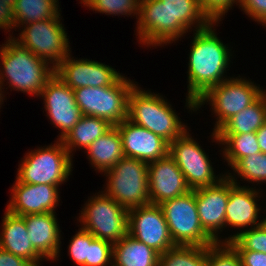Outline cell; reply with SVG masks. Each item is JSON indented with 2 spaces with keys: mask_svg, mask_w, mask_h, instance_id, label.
I'll return each instance as SVG.
<instances>
[{
  "mask_svg": "<svg viewBox=\"0 0 266 266\" xmlns=\"http://www.w3.org/2000/svg\"><path fill=\"white\" fill-rule=\"evenodd\" d=\"M55 214L45 212L23 216L33 248L46 260H56L61 247V230Z\"/></svg>",
  "mask_w": 266,
  "mask_h": 266,
  "instance_id": "7402d4cb",
  "label": "cell"
},
{
  "mask_svg": "<svg viewBox=\"0 0 266 266\" xmlns=\"http://www.w3.org/2000/svg\"><path fill=\"white\" fill-rule=\"evenodd\" d=\"M72 155L61 140L46 147L29 151L19 164L16 180L29 184L61 185L70 176Z\"/></svg>",
  "mask_w": 266,
  "mask_h": 266,
  "instance_id": "8992f818",
  "label": "cell"
},
{
  "mask_svg": "<svg viewBox=\"0 0 266 266\" xmlns=\"http://www.w3.org/2000/svg\"><path fill=\"white\" fill-rule=\"evenodd\" d=\"M111 127L112 125L102 118L83 115L61 141L71 155L76 147L86 150L90 144Z\"/></svg>",
  "mask_w": 266,
  "mask_h": 266,
  "instance_id": "4316f807",
  "label": "cell"
},
{
  "mask_svg": "<svg viewBox=\"0 0 266 266\" xmlns=\"http://www.w3.org/2000/svg\"><path fill=\"white\" fill-rule=\"evenodd\" d=\"M88 159L98 172L105 173L123 157L122 137L116 126L97 138L87 149Z\"/></svg>",
  "mask_w": 266,
  "mask_h": 266,
  "instance_id": "cb8c5ba5",
  "label": "cell"
},
{
  "mask_svg": "<svg viewBox=\"0 0 266 266\" xmlns=\"http://www.w3.org/2000/svg\"><path fill=\"white\" fill-rule=\"evenodd\" d=\"M206 266H242L240 256L229 242L207 246Z\"/></svg>",
  "mask_w": 266,
  "mask_h": 266,
  "instance_id": "d6a6232c",
  "label": "cell"
},
{
  "mask_svg": "<svg viewBox=\"0 0 266 266\" xmlns=\"http://www.w3.org/2000/svg\"><path fill=\"white\" fill-rule=\"evenodd\" d=\"M256 137L261 152L266 154V122L256 131Z\"/></svg>",
  "mask_w": 266,
  "mask_h": 266,
  "instance_id": "ab89813d",
  "label": "cell"
},
{
  "mask_svg": "<svg viewBox=\"0 0 266 266\" xmlns=\"http://www.w3.org/2000/svg\"><path fill=\"white\" fill-rule=\"evenodd\" d=\"M69 243V255L77 266H88L89 245L95 237L80 227Z\"/></svg>",
  "mask_w": 266,
  "mask_h": 266,
  "instance_id": "836d02e7",
  "label": "cell"
},
{
  "mask_svg": "<svg viewBox=\"0 0 266 266\" xmlns=\"http://www.w3.org/2000/svg\"><path fill=\"white\" fill-rule=\"evenodd\" d=\"M58 188L59 185L29 184L15 180L11 188L12 198L6 209L19 216L45 212L56 213L55 207L59 206L60 201Z\"/></svg>",
  "mask_w": 266,
  "mask_h": 266,
  "instance_id": "ac0fdd59",
  "label": "cell"
},
{
  "mask_svg": "<svg viewBox=\"0 0 266 266\" xmlns=\"http://www.w3.org/2000/svg\"><path fill=\"white\" fill-rule=\"evenodd\" d=\"M263 220H264V224L266 225V217H265V218H263Z\"/></svg>",
  "mask_w": 266,
  "mask_h": 266,
  "instance_id": "b9f144b4",
  "label": "cell"
},
{
  "mask_svg": "<svg viewBox=\"0 0 266 266\" xmlns=\"http://www.w3.org/2000/svg\"><path fill=\"white\" fill-rule=\"evenodd\" d=\"M238 77L236 79L231 77L211 87L195 103L196 111L205 102H209L212 106V111L217 117L214 132L233 115L253 104L265 92L251 80L240 78V75Z\"/></svg>",
  "mask_w": 266,
  "mask_h": 266,
  "instance_id": "9c48e42d",
  "label": "cell"
},
{
  "mask_svg": "<svg viewBox=\"0 0 266 266\" xmlns=\"http://www.w3.org/2000/svg\"><path fill=\"white\" fill-rule=\"evenodd\" d=\"M137 36L142 45L170 44L190 31L213 23L197 0H140Z\"/></svg>",
  "mask_w": 266,
  "mask_h": 266,
  "instance_id": "6da1fadb",
  "label": "cell"
},
{
  "mask_svg": "<svg viewBox=\"0 0 266 266\" xmlns=\"http://www.w3.org/2000/svg\"><path fill=\"white\" fill-rule=\"evenodd\" d=\"M196 205L203 229L216 241L219 230L225 227L226 206L229 199V177L224 176L212 186L195 189ZM222 229V230H221Z\"/></svg>",
  "mask_w": 266,
  "mask_h": 266,
  "instance_id": "2e32d148",
  "label": "cell"
},
{
  "mask_svg": "<svg viewBox=\"0 0 266 266\" xmlns=\"http://www.w3.org/2000/svg\"><path fill=\"white\" fill-rule=\"evenodd\" d=\"M169 155L182 171L191 190L218 183L226 174L216 176L208 155L186 130L169 143Z\"/></svg>",
  "mask_w": 266,
  "mask_h": 266,
  "instance_id": "7c38bea8",
  "label": "cell"
},
{
  "mask_svg": "<svg viewBox=\"0 0 266 266\" xmlns=\"http://www.w3.org/2000/svg\"><path fill=\"white\" fill-rule=\"evenodd\" d=\"M203 12L212 22L219 23L223 15L239 0H197Z\"/></svg>",
  "mask_w": 266,
  "mask_h": 266,
  "instance_id": "d590c367",
  "label": "cell"
},
{
  "mask_svg": "<svg viewBox=\"0 0 266 266\" xmlns=\"http://www.w3.org/2000/svg\"><path fill=\"white\" fill-rule=\"evenodd\" d=\"M2 102H3V101H2L1 96H0V105L2 104ZM0 108H1V106H0Z\"/></svg>",
  "mask_w": 266,
  "mask_h": 266,
  "instance_id": "60d3db41",
  "label": "cell"
},
{
  "mask_svg": "<svg viewBox=\"0 0 266 266\" xmlns=\"http://www.w3.org/2000/svg\"><path fill=\"white\" fill-rule=\"evenodd\" d=\"M0 248L39 266L44 258L33 248L29 240L23 216L10 213L7 209L2 219Z\"/></svg>",
  "mask_w": 266,
  "mask_h": 266,
  "instance_id": "603a6c76",
  "label": "cell"
},
{
  "mask_svg": "<svg viewBox=\"0 0 266 266\" xmlns=\"http://www.w3.org/2000/svg\"><path fill=\"white\" fill-rule=\"evenodd\" d=\"M160 254L128 233L113 244L112 266H158Z\"/></svg>",
  "mask_w": 266,
  "mask_h": 266,
  "instance_id": "d4e9b609",
  "label": "cell"
},
{
  "mask_svg": "<svg viewBox=\"0 0 266 266\" xmlns=\"http://www.w3.org/2000/svg\"><path fill=\"white\" fill-rule=\"evenodd\" d=\"M58 0H0V29H16L60 15Z\"/></svg>",
  "mask_w": 266,
  "mask_h": 266,
  "instance_id": "44dd1931",
  "label": "cell"
},
{
  "mask_svg": "<svg viewBox=\"0 0 266 266\" xmlns=\"http://www.w3.org/2000/svg\"><path fill=\"white\" fill-rule=\"evenodd\" d=\"M128 234L159 254L175 246L164 213L157 204L128 209Z\"/></svg>",
  "mask_w": 266,
  "mask_h": 266,
  "instance_id": "4fadbf2b",
  "label": "cell"
},
{
  "mask_svg": "<svg viewBox=\"0 0 266 266\" xmlns=\"http://www.w3.org/2000/svg\"><path fill=\"white\" fill-rule=\"evenodd\" d=\"M82 210L77 220L95 238L115 244L128 233V209L103 191L90 197Z\"/></svg>",
  "mask_w": 266,
  "mask_h": 266,
  "instance_id": "ba28073f",
  "label": "cell"
},
{
  "mask_svg": "<svg viewBox=\"0 0 266 266\" xmlns=\"http://www.w3.org/2000/svg\"><path fill=\"white\" fill-rule=\"evenodd\" d=\"M125 157L139 159L147 164L169 154V142L148 129L125 119L116 125Z\"/></svg>",
  "mask_w": 266,
  "mask_h": 266,
  "instance_id": "d6986e66",
  "label": "cell"
},
{
  "mask_svg": "<svg viewBox=\"0 0 266 266\" xmlns=\"http://www.w3.org/2000/svg\"><path fill=\"white\" fill-rule=\"evenodd\" d=\"M59 16L61 15L26 24L22 26V31L19 33L20 39L13 37L21 46L47 61L54 68L70 54V42Z\"/></svg>",
  "mask_w": 266,
  "mask_h": 266,
  "instance_id": "8fae6325",
  "label": "cell"
},
{
  "mask_svg": "<svg viewBox=\"0 0 266 266\" xmlns=\"http://www.w3.org/2000/svg\"><path fill=\"white\" fill-rule=\"evenodd\" d=\"M207 246L175 245L159 256L158 266H206Z\"/></svg>",
  "mask_w": 266,
  "mask_h": 266,
  "instance_id": "f1b7e54d",
  "label": "cell"
},
{
  "mask_svg": "<svg viewBox=\"0 0 266 266\" xmlns=\"http://www.w3.org/2000/svg\"><path fill=\"white\" fill-rule=\"evenodd\" d=\"M223 242H229L236 251H255L266 254V225L241 230L240 232L226 237Z\"/></svg>",
  "mask_w": 266,
  "mask_h": 266,
  "instance_id": "f546056e",
  "label": "cell"
},
{
  "mask_svg": "<svg viewBox=\"0 0 266 266\" xmlns=\"http://www.w3.org/2000/svg\"><path fill=\"white\" fill-rule=\"evenodd\" d=\"M232 170L249 183H266V154L260 152L241 158Z\"/></svg>",
  "mask_w": 266,
  "mask_h": 266,
  "instance_id": "4dcf8cb0",
  "label": "cell"
},
{
  "mask_svg": "<svg viewBox=\"0 0 266 266\" xmlns=\"http://www.w3.org/2000/svg\"><path fill=\"white\" fill-rule=\"evenodd\" d=\"M107 196L126 209L150 204L148 164L136 158L123 157L104 173Z\"/></svg>",
  "mask_w": 266,
  "mask_h": 266,
  "instance_id": "52a82bcc",
  "label": "cell"
},
{
  "mask_svg": "<svg viewBox=\"0 0 266 266\" xmlns=\"http://www.w3.org/2000/svg\"><path fill=\"white\" fill-rule=\"evenodd\" d=\"M226 175L229 177V199L226 206L225 227L229 225L243 230L247 227L245 230H248V226L252 228L263 224L264 220L257 221L261 210L257 204L260 190L257 191L255 187L240 186L236 182L235 174L232 176L231 173H226Z\"/></svg>",
  "mask_w": 266,
  "mask_h": 266,
  "instance_id": "ffe728a7",
  "label": "cell"
},
{
  "mask_svg": "<svg viewBox=\"0 0 266 266\" xmlns=\"http://www.w3.org/2000/svg\"><path fill=\"white\" fill-rule=\"evenodd\" d=\"M148 183L150 203L157 205L191 191L182 171L169 154L148 163Z\"/></svg>",
  "mask_w": 266,
  "mask_h": 266,
  "instance_id": "e0dca14e",
  "label": "cell"
},
{
  "mask_svg": "<svg viewBox=\"0 0 266 266\" xmlns=\"http://www.w3.org/2000/svg\"><path fill=\"white\" fill-rule=\"evenodd\" d=\"M0 266H35L22 257L16 256L0 248Z\"/></svg>",
  "mask_w": 266,
  "mask_h": 266,
  "instance_id": "f35d334b",
  "label": "cell"
},
{
  "mask_svg": "<svg viewBox=\"0 0 266 266\" xmlns=\"http://www.w3.org/2000/svg\"><path fill=\"white\" fill-rule=\"evenodd\" d=\"M140 89L136 84L129 94V121L161 136L169 143L189 130L162 95Z\"/></svg>",
  "mask_w": 266,
  "mask_h": 266,
  "instance_id": "277c9868",
  "label": "cell"
},
{
  "mask_svg": "<svg viewBox=\"0 0 266 266\" xmlns=\"http://www.w3.org/2000/svg\"><path fill=\"white\" fill-rule=\"evenodd\" d=\"M215 24L216 22H213L207 28L193 34L189 53L187 72L189 84L185 105L192 111H196V101L211 87L229 79L223 75L231 61V50L217 37L215 29H212Z\"/></svg>",
  "mask_w": 266,
  "mask_h": 266,
  "instance_id": "7a4b0ae2",
  "label": "cell"
},
{
  "mask_svg": "<svg viewBox=\"0 0 266 266\" xmlns=\"http://www.w3.org/2000/svg\"><path fill=\"white\" fill-rule=\"evenodd\" d=\"M266 122V92L253 104L228 119L217 131V135H237L256 131Z\"/></svg>",
  "mask_w": 266,
  "mask_h": 266,
  "instance_id": "484cf974",
  "label": "cell"
},
{
  "mask_svg": "<svg viewBox=\"0 0 266 266\" xmlns=\"http://www.w3.org/2000/svg\"><path fill=\"white\" fill-rule=\"evenodd\" d=\"M135 85L123 76L114 85L74 89V98L83 115L99 117L116 126L127 119L129 94Z\"/></svg>",
  "mask_w": 266,
  "mask_h": 266,
  "instance_id": "5b68a950",
  "label": "cell"
},
{
  "mask_svg": "<svg viewBox=\"0 0 266 266\" xmlns=\"http://www.w3.org/2000/svg\"><path fill=\"white\" fill-rule=\"evenodd\" d=\"M113 244L95 238L89 245L88 266H112Z\"/></svg>",
  "mask_w": 266,
  "mask_h": 266,
  "instance_id": "e575fe53",
  "label": "cell"
},
{
  "mask_svg": "<svg viewBox=\"0 0 266 266\" xmlns=\"http://www.w3.org/2000/svg\"><path fill=\"white\" fill-rule=\"evenodd\" d=\"M175 245L210 246L216 241L203 229L195 190L160 204Z\"/></svg>",
  "mask_w": 266,
  "mask_h": 266,
  "instance_id": "30bf717a",
  "label": "cell"
},
{
  "mask_svg": "<svg viewBox=\"0 0 266 266\" xmlns=\"http://www.w3.org/2000/svg\"><path fill=\"white\" fill-rule=\"evenodd\" d=\"M242 266H266V254L255 251H237Z\"/></svg>",
  "mask_w": 266,
  "mask_h": 266,
  "instance_id": "74e56055",
  "label": "cell"
},
{
  "mask_svg": "<svg viewBox=\"0 0 266 266\" xmlns=\"http://www.w3.org/2000/svg\"><path fill=\"white\" fill-rule=\"evenodd\" d=\"M55 74L71 89L116 84L123 76L109 65L88 59H74L69 54L56 68Z\"/></svg>",
  "mask_w": 266,
  "mask_h": 266,
  "instance_id": "9a60e30c",
  "label": "cell"
},
{
  "mask_svg": "<svg viewBox=\"0 0 266 266\" xmlns=\"http://www.w3.org/2000/svg\"><path fill=\"white\" fill-rule=\"evenodd\" d=\"M3 45V46H2ZM0 45V96L4 100L5 80L15 91L40 96L47 81L55 74V68L21 46L11 35ZM6 77V78H5Z\"/></svg>",
  "mask_w": 266,
  "mask_h": 266,
  "instance_id": "3957f363",
  "label": "cell"
},
{
  "mask_svg": "<svg viewBox=\"0 0 266 266\" xmlns=\"http://www.w3.org/2000/svg\"><path fill=\"white\" fill-rule=\"evenodd\" d=\"M81 4L106 15L139 16L140 0H81Z\"/></svg>",
  "mask_w": 266,
  "mask_h": 266,
  "instance_id": "1f68e13d",
  "label": "cell"
},
{
  "mask_svg": "<svg viewBox=\"0 0 266 266\" xmlns=\"http://www.w3.org/2000/svg\"><path fill=\"white\" fill-rule=\"evenodd\" d=\"M41 96L48 113L46 116L61 130L58 140H62L83 116L76 104L74 90L54 74L44 86Z\"/></svg>",
  "mask_w": 266,
  "mask_h": 266,
  "instance_id": "5bb4252c",
  "label": "cell"
},
{
  "mask_svg": "<svg viewBox=\"0 0 266 266\" xmlns=\"http://www.w3.org/2000/svg\"><path fill=\"white\" fill-rule=\"evenodd\" d=\"M239 8L254 21L264 26L266 23V0H239Z\"/></svg>",
  "mask_w": 266,
  "mask_h": 266,
  "instance_id": "8d00e7d4",
  "label": "cell"
},
{
  "mask_svg": "<svg viewBox=\"0 0 266 266\" xmlns=\"http://www.w3.org/2000/svg\"><path fill=\"white\" fill-rule=\"evenodd\" d=\"M212 138L214 142L225 145L223 148L224 160L228 162L231 168L241 159L249 155L260 153V146L256 133H245L237 135H217L213 131Z\"/></svg>",
  "mask_w": 266,
  "mask_h": 266,
  "instance_id": "83f0119b",
  "label": "cell"
}]
</instances>
